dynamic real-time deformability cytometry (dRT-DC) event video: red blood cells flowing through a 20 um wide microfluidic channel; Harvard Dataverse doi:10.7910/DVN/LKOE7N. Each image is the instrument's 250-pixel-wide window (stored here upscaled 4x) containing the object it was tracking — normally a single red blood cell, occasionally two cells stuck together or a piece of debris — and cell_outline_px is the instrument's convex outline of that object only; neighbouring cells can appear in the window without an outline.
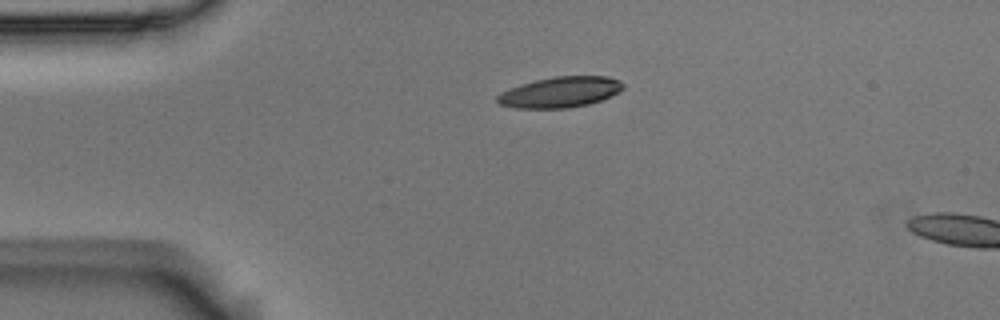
{"species": "Egyptian fruit bat (a non-hibernating species)", "species_latin": "Rousettus aegyptiacus", "temperature_condition": "room temperature", "stored_images_in_passage": 2, "camera_frame_rate_fps": 3000, "um_per_image_px": 0.085, "animal": {"sex": "male"}, "frame": {"image": 1, "passage_image": 1, "time_ms": 0.0, "image_size_px": [1000, 320], "cell_outline_px": [[624, 88], [600, 100], [588, 104], [568, 108], [516, 108], [500, 104], [496, 100], [496, 96], [500, 92], [520, 84], [536, 80], [556, 76], [608, 76], [620, 80], [624, 84]], "centroid_in_image_um": [47.59, 7.82], "position_along_channel_um": 37.4, "area_um2": 22.37}}